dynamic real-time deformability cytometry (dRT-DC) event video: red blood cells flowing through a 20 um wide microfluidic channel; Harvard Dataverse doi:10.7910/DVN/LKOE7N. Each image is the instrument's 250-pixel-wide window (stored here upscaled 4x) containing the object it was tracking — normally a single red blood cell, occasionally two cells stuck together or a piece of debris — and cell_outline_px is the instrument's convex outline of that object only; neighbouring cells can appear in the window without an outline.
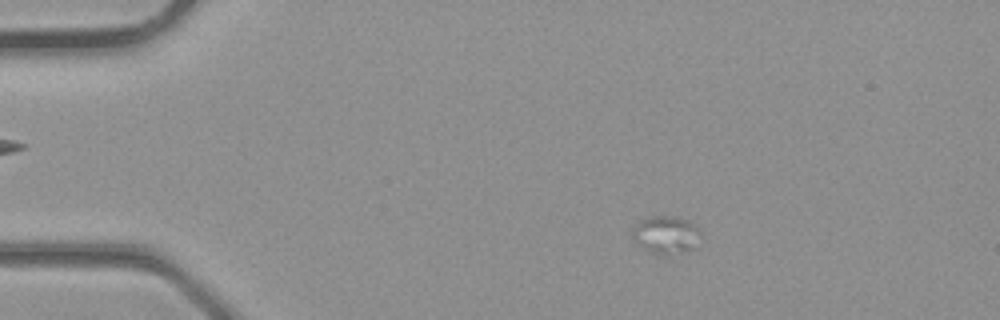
{"species": "common noctule bat (a hibernating species)", "species_latin": "Nyctalus noctula", "temperature_condition": "room temperature", "stored_images_in_passage": 3, "camera_frame_rate_fps": 3000, "um_per_image_px": 0.085, "animal": {"sex": "male", "body_mass_g": 23.1, "forearm_length_mm": 52.7}, "frame": {"image": 1, "passage_image": 2, "time_ms": 0.333, "image_size_px": [1000, 320], "cell_outline_px": [[700, 232], [696, 248], [664, 256], [652, 252], [644, 248], [632, 236], [632, 228], [640, 220], [652, 216], [676, 216], [688, 220]], "centroid_in_image_um": [56.61, 19.95], "position_along_channel_um": 28.4, "area_um2": 14.85}}